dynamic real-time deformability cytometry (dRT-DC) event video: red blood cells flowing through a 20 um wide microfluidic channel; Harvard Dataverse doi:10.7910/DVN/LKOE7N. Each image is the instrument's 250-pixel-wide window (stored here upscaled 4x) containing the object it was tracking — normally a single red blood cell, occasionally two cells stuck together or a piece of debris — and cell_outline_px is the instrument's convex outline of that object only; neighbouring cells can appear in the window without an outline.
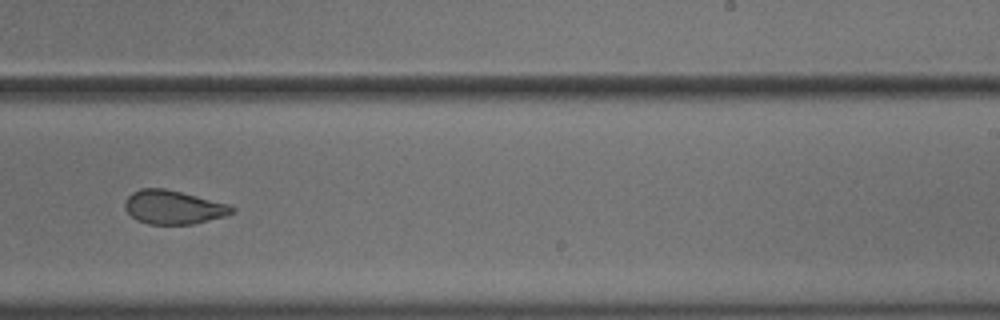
{"species": "common noctule bat (a hibernating species)", "species_latin": "Nyctalus noctula", "temperature_condition": "cold", "stored_images_in_passage": 41, "camera_frame_rate_fps": 3000, "um_per_image_px": 0.085, "animal": {"sex": "male", "body_mass_g": 18.8}, "frame": {"image": 1, "passage_image": 30, "time_ms": 9.667, "image_size_px": [1000, 320], "cell_outline_px": [[236, 212], [224, 216], [192, 224], [148, 224], [136, 220], [124, 208], [124, 200], [132, 192], [140, 188], [164, 188], [228, 204], [236, 208]], "centroid_in_image_um": [14.71, 17.61], "position_along_channel_um": 274.3, "area_um2": 20.98}, "authors_computed_cell_mechanics": {"area_um2": 23.2356, "velocity_mm_per_s": 3.6215, "shape_relaxation_time_tau1_ms": 10.7257, "shape_relaxation_time_tau2_ms": 1.8284, "deformation_change_tau1": 0.1543, "deformation_change_tau2": 0.0751}}